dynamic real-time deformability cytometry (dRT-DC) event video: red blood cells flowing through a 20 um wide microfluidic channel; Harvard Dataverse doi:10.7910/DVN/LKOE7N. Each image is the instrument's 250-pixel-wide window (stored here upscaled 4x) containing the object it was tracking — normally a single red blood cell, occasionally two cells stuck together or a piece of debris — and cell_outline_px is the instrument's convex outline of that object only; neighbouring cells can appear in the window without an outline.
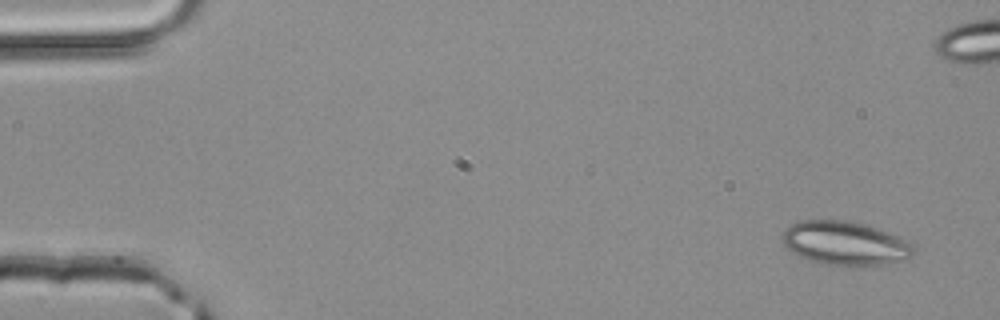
{"species": "common noctule bat (a hibernating species)", "species_latin": "Nyctalus noctula", "temperature_condition": "room temperature", "stored_images_in_passage": 26, "camera_frame_rate_fps": 3000, "um_per_image_px": 0.085, "animal": {"sex": "male", "body_mass_g": 20.4}, "frame": {"image": 1, "passage_image": 1, "time_ms": 0.0, "image_size_px": [1000, 320], "cell_outline_px": [[916, 248], [912, 256], [908, 260], [880, 264], [824, 264], [808, 260], [784, 248], [780, 240], [780, 236], [784, 228], [800, 220], [848, 220], [864, 224], [900, 236], [908, 240]], "centroid_in_image_um": [71.8, 20.65], "position_along_channel_um": 13.2, "area_um2": 33.7}}
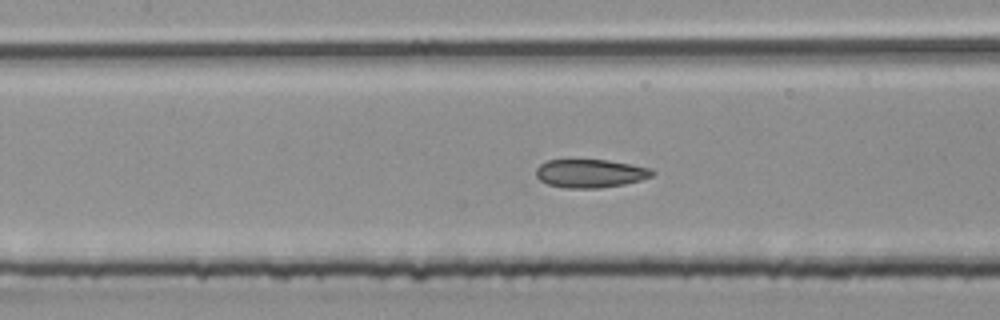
{"frame": {"image": 2, "passage_image": 21, "time_ms": 6.667, "image_size_px": [1000, 320], "cell_outline_px": [[656, 172], [652, 176], [640, 180], [624, 184], [600, 188], [564, 188], [548, 184], [540, 180], [536, 176], [536, 168], [540, 164], [548, 160], [608, 160], [632, 164], [652, 168]], "centroid_in_image_um": [50.19, 14.74], "position_along_channel_um": 157.2, "area_um2": 19.31}}
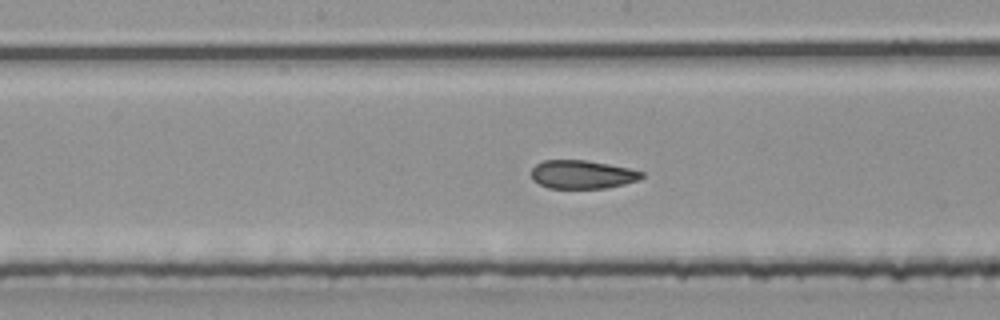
{"frame": {"image": 3, "passage_image": 24, "time_ms": 7.667, "image_size_px": [1000, 320], "cell_outline_px": [[644, 176], [640, 180], [624, 184], [604, 188], [548, 188], [532, 180], [532, 168], [536, 164], [544, 160], [588, 160], [628, 168], [644, 172]], "centroid_in_image_um": [49.5, 14.83], "position_along_channel_um": 198.7, "area_um2": 18.32}}